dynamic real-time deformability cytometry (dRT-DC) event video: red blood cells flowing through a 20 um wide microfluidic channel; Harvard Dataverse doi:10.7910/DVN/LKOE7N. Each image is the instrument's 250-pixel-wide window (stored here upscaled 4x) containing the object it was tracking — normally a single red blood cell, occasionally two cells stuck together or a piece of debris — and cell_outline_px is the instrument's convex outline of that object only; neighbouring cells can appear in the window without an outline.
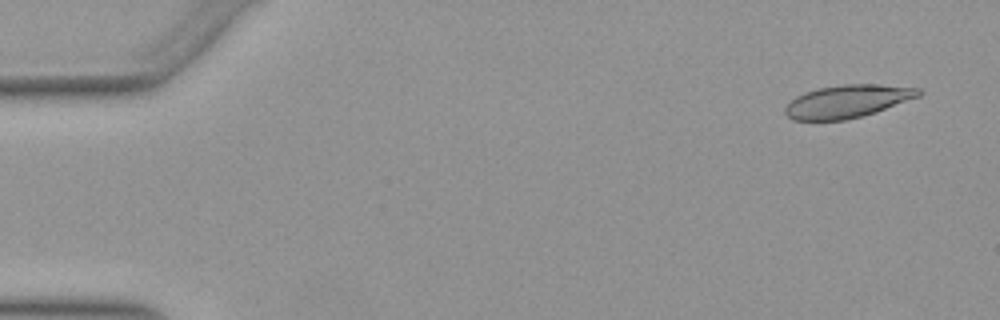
{"species": "Egyptian fruit bat (a non-hibernating species)", "species_latin": "Rousettus aegyptiacus", "temperature_condition": "warm", "stored_images_in_passage": 15, "camera_frame_rate_fps": 3000, "um_per_image_px": 0.085, "animal": {"sex": "female"}, "frame": {"image": 1, "passage_image": 3, "time_ms": 0.667, "image_size_px": [1000, 320], "cell_outline_px": [[924, 92], [920, 96], [876, 112], [844, 120], [792, 120], [784, 112], [784, 108], [796, 96], [804, 92], [816, 88], [844, 84], [880, 84], [920, 88]], "centroid_in_image_um": [72.05, 8.6], "position_along_channel_um": 13.0, "area_um2": 25.61}}
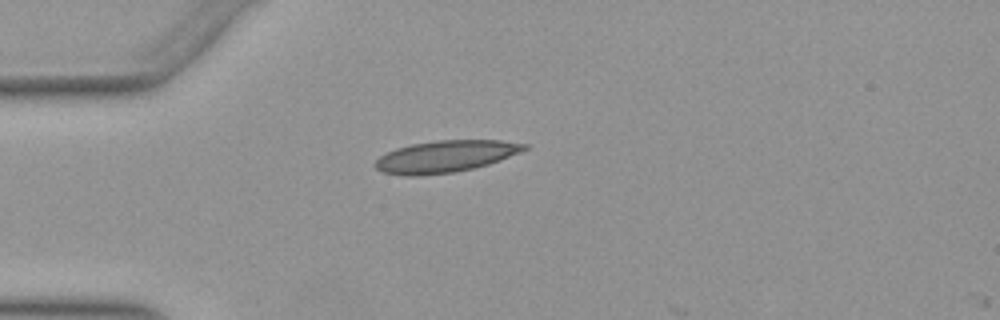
{"frame": {"image": 2, "passage_image": 14, "time_ms": 4.333, "image_size_px": [1000, 320], "cell_outline_px": [[528, 148], [520, 152], [500, 160], [488, 164], [472, 168], [452, 172], [420, 176], [404, 176], [384, 172], [376, 168], [372, 164], [380, 156], [396, 148], [412, 144], [436, 140], [500, 140], [528, 144]], "centroid_in_image_um": [37.85, 13.29], "position_along_channel_um": 47.2, "area_um2": 27.57}}